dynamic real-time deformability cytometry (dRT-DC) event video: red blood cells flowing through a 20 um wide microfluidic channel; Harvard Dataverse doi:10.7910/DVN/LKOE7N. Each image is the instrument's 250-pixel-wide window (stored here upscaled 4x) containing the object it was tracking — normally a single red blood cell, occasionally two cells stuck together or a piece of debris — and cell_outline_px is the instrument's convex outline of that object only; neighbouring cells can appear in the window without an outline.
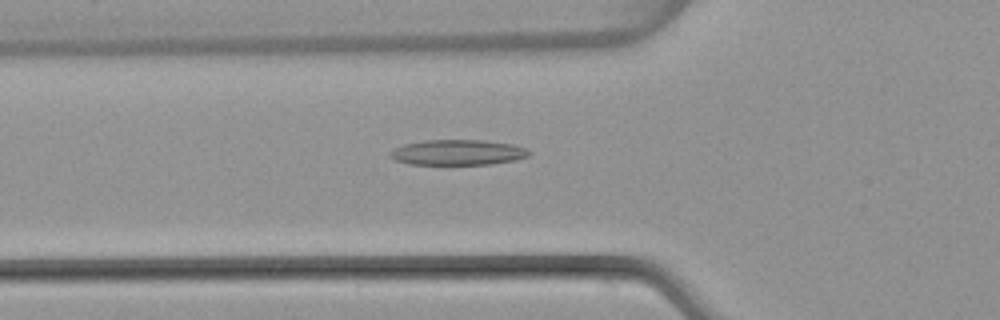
{"species": "common noctule bat (a hibernating species)", "species_latin": "Nyctalus noctula", "temperature_condition": "warm", "stored_images_in_passage": 51, "camera_frame_rate_fps": 3000, "um_per_image_px": 0.085, "animal": {"sex": "female", "body_mass_g": 22.7, "forearm_length_mm": 54.2}, "frame": {"image": 1, "passage_image": 18, "time_ms": 5.667, "image_size_px": [1000, 320], "cell_outline_px": [[532, 152], [528, 156], [516, 160], [488, 164], [408, 164], [396, 160], [388, 156], [388, 152], [404, 144], [424, 140], [484, 140], [512, 144], [524, 148]], "centroid_in_image_um": [38.89, 12.95], "position_along_channel_um": 86.9, "area_um2": 20.52}}
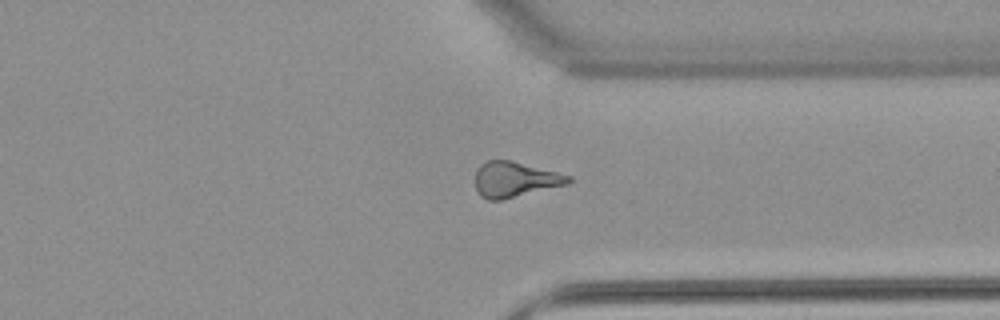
{"frame": {"image": 2, "passage_image": 39, "time_ms": 12.667, "image_size_px": [1000, 320], "cell_outline_px": [[572, 180], [568, 184], [500, 200], [488, 200], [480, 196], [476, 192], [476, 168], [480, 164], [488, 160], [508, 160], [572, 176]], "centroid_in_image_um": [43.73, 15.26], "position_along_channel_um": 367.7, "area_um2": 19.02}}
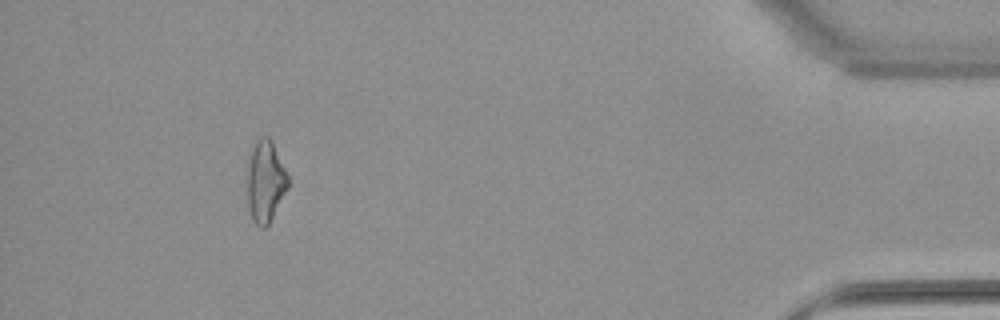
{"frame": {"image": 3, "passage_image": 47, "time_ms": 15.333, "image_size_px": [1000, 320], "cell_outline_px": [[288, 188], [268, 224], [264, 228], [260, 228], [252, 220], [248, 208], [244, 168], [248, 152], [252, 144], [260, 136], [268, 136], [288, 176]], "centroid_in_image_um": [22.46, 15.39], "position_along_channel_um": 412.7, "area_um2": 20.06}, "authors_computed_cell_mechanics": {"area_um2": 19.5942, "velocity_mm_per_s": 4.0131, "shape_relaxation_time_tau1_ms": null, "shape_relaxation_time_tau2_ms": 4.9044, "deformation_change_tau1": null, "deformation_change_tau2": 0.1753}}